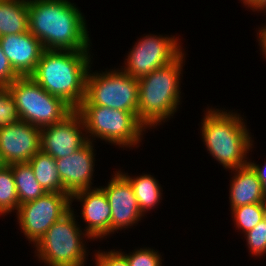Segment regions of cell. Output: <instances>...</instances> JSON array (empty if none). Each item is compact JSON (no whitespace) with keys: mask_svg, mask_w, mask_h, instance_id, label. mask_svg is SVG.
Returning a JSON list of instances; mask_svg holds the SVG:
<instances>
[{"mask_svg":"<svg viewBox=\"0 0 266 266\" xmlns=\"http://www.w3.org/2000/svg\"><path fill=\"white\" fill-rule=\"evenodd\" d=\"M29 31L50 50H89L84 16L68 0H27Z\"/></svg>","mask_w":266,"mask_h":266,"instance_id":"6da1fadb","label":"cell"},{"mask_svg":"<svg viewBox=\"0 0 266 266\" xmlns=\"http://www.w3.org/2000/svg\"><path fill=\"white\" fill-rule=\"evenodd\" d=\"M90 60L89 50L45 49L30 77L48 93L61 98L76 110L85 98Z\"/></svg>","mask_w":266,"mask_h":266,"instance_id":"7a4b0ae2","label":"cell"},{"mask_svg":"<svg viewBox=\"0 0 266 266\" xmlns=\"http://www.w3.org/2000/svg\"><path fill=\"white\" fill-rule=\"evenodd\" d=\"M205 115L201 130L210 154L226 169L247 165L245 158L253 140L243 118L218 109H208Z\"/></svg>","mask_w":266,"mask_h":266,"instance_id":"3957f363","label":"cell"},{"mask_svg":"<svg viewBox=\"0 0 266 266\" xmlns=\"http://www.w3.org/2000/svg\"><path fill=\"white\" fill-rule=\"evenodd\" d=\"M183 58L182 53L168 65L138 79V119L145 127L156 126L177 111Z\"/></svg>","mask_w":266,"mask_h":266,"instance_id":"277c9868","label":"cell"},{"mask_svg":"<svg viewBox=\"0 0 266 266\" xmlns=\"http://www.w3.org/2000/svg\"><path fill=\"white\" fill-rule=\"evenodd\" d=\"M8 88L15 99L20 119L38 128L60 122L74 110L30 76L18 77Z\"/></svg>","mask_w":266,"mask_h":266,"instance_id":"5b68a950","label":"cell"},{"mask_svg":"<svg viewBox=\"0 0 266 266\" xmlns=\"http://www.w3.org/2000/svg\"><path fill=\"white\" fill-rule=\"evenodd\" d=\"M76 110L82 116L86 134H91L88 141L92 136L123 147L141 142L146 127L133 112L99 105H80Z\"/></svg>","mask_w":266,"mask_h":266,"instance_id":"8992f818","label":"cell"},{"mask_svg":"<svg viewBox=\"0 0 266 266\" xmlns=\"http://www.w3.org/2000/svg\"><path fill=\"white\" fill-rule=\"evenodd\" d=\"M71 209L36 243L38 258L49 266H84L86 249Z\"/></svg>","mask_w":266,"mask_h":266,"instance_id":"52a82bcc","label":"cell"},{"mask_svg":"<svg viewBox=\"0 0 266 266\" xmlns=\"http://www.w3.org/2000/svg\"><path fill=\"white\" fill-rule=\"evenodd\" d=\"M86 76L85 98L81 105H99L133 112L138 116V79L121 70Z\"/></svg>","mask_w":266,"mask_h":266,"instance_id":"ba28073f","label":"cell"},{"mask_svg":"<svg viewBox=\"0 0 266 266\" xmlns=\"http://www.w3.org/2000/svg\"><path fill=\"white\" fill-rule=\"evenodd\" d=\"M69 193H45L36 200L19 205V226L28 240L36 244L46 231L71 210Z\"/></svg>","mask_w":266,"mask_h":266,"instance_id":"9c48e42d","label":"cell"},{"mask_svg":"<svg viewBox=\"0 0 266 266\" xmlns=\"http://www.w3.org/2000/svg\"><path fill=\"white\" fill-rule=\"evenodd\" d=\"M180 48L175 37L145 36L129 52L123 71L140 79L176 60L183 52Z\"/></svg>","mask_w":266,"mask_h":266,"instance_id":"30bf717a","label":"cell"},{"mask_svg":"<svg viewBox=\"0 0 266 266\" xmlns=\"http://www.w3.org/2000/svg\"><path fill=\"white\" fill-rule=\"evenodd\" d=\"M81 129H85L82 116L73 110L62 121L41 128V151L55 160L71 155L88 142Z\"/></svg>","mask_w":266,"mask_h":266,"instance_id":"8fae6325","label":"cell"},{"mask_svg":"<svg viewBox=\"0 0 266 266\" xmlns=\"http://www.w3.org/2000/svg\"><path fill=\"white\" fill-rule=\"evenodd\" d=\"M0 151L7 165L28 162L41 151V128L22 120L0 127Z\"/></svg>","mask_w":266,"mask_h":266,"instance_id":"7c38bea8","label":"cell"},{"mask_svg":"<svg viewBox=\"0 0 266 266\" xmlns=\"http://www.w3.org/2000/svg\"><path fill=\"white\" fill-rule=\"evenodd\" d=\"M101 189L106 194L111 208V232L127 228L141 220L143 215L133 187L121 171L114 175L108 186Z\"/></svg>","mask_w":266,"mask_h":266,"instance_id":"4fadbf2b","label":"cell"},{"mask_svg":"<svg viewBox=\"0 0 266 266\" xmlns=\"http://www.w3.org/2000/svg\"><path fill=\"white\" fill-rule=\"evenodd\" d=\"M0 46L19 77L31 76L34 73L45 50L29 30L24 33L1 36Z\"/></svg>","mask_w":266,"mask_h":266,"instance_id":"5bb4252c","label":"cell"},{"mask_svg":"<svg viewBox=\"0 0 266 266\" xmlns=\"http://www.w3.org/2000/svg\"><path fill=\"white\" fill-rule=\"evenodd\" d=\"M72 199L82 202V216L88 224L85 237L103 238L111 233V208L106 194L101 188L82 189L71 194Z\"/></svg>","mask_w":266,"mask_h":266,"instance_id":"9a60e30c","label":"cell"},{"mask_svg":"<svg viewBox=\"0 0 266 266\" xmlns=\"http://www.w3.org/2000/svg\"><path fill=\"white\" fill-rule=\"evenodd\" d=\"M92 141L64 158L56 159L57 170L64 189L71 195L82 189H90L94 171Z\"/></svg>","mask_w":266,"mask_h":266,"instance_id":"2e32d148","label":"cell"},{"mask_svg":"<svg viewBox=\"0 0 266 266\" xmlns=\"http://www.w3.org/2000/svg\"><path fill=\"white\" fill-rule=\"evenodd\" d=\"M232 170H236V175L230 184L231 210L242 205L266 203L262 194V184L249 164Z\"/></svg>","mask_w":266,"mask_h":266,"instance_id":"e0dca14e","label":"cell"},{"mask_svg":"<svg viewBox=\"0 0 266 266\" xmlns=\"http://www.w3.org/2000/svg\"><path fill=\"white\" fill-rule=\"evenodd\" d=\"M28 30L27 0H0V37Z\"/></svg>","mask_w":266,"mask_h":266,"instance_id":"ac0fdd59","label":"cell"},{"mask_svg":"<svg viewBox=\"0 0 266 266\" xmlns=\"http://www.w3.org/2000/svg\"><path fill=\"white\" fill-rule=\"evenodd\" d=\"M28 163L46 193H68L62 185L56 160L51 155L37 152Z\"/></svg>","mask_w":266,"mask_h":266,"instance_id":"d6986e66","label":"cell"},{"mask_svg":"<svg viewBox=\"0 0 266 266\" xmlns=\"http://www.w3.org/2000/svg\"><path fill=\"white\" fill-rule=\"evenodd\" d=\"M9 166L13 171L19 205L36 200L46 193L36 180L28 162L13 163Z\"/></svg>","mask_w":266,"mask_h":266,"instance_id":"ffe728a7","label":"cell"},{"mask_svg":"<svg viewBox=\"0 0 266 266\" xmlns=\"http://www.w3.org/2000/svg\"><path fill=\"white\" fill-rule=\"evenodd\" d=\"M130 182L133 187L136 199L138 201L139 209L142 215L154 209L155 205L160 202L161 188L157 180L151 175H141L140 177H130L126 173H122Z\"/></svg>","mask_w":266,"mask_h":266,"instance_id":"44dd1931","label":"cell"},{"mask_svg":"<svg viewBox=\"0 0 266 266\" xmlns=\"http://www.w3.org/2000/svg\"><path fill=\"white\" fill-rule=\"evenodd\" d=\"M19 199L13 171L9 165L0 169V215L18 210Z\"/></svg>","mask_w":266,"mask_h":266,"instance_id":"7402d4cb","label":"cell"},{"mask_svg":"<svg viewBox=\"0 0 266 266\" xmlns=\"http://www.w3.org/2000/svg\"><path fill=\"white\" fill-rule=\"evenodd\" d=\"M232 214L237 228L247 233L266 217V203L238 206L232 209Z\"/></svg>","mask_w":266,"mask_h":266,"instance_id":"603a6c76","label":"cell"},{"mask_svg":"<svg viewBox=\"0 0 266 266\" xmlns=\"http://www.w3.org/2000/svg\"><path fill=\"white\" fill-rule=\"evenodd\" d=\"M20 120L15 99L8 85L0 84V127L15 124Z\"/></svg>","mask_w":266,"mask_h":266,"instance_id":"cb8c5ba5","label":"cell"},{"mask_svg":"<svg viewBox=\"0 0 266 266\" xmlns=\"http://www.w3.org/2000/svg\"><path fill=\"white\" fill-rule=\"evenodd\" d=\"M245 235L252 255L261 256L266 253V217Z\"/></svg>","mask_w":266,"mask_h":266,"instance_id":"d4e9b609","label":"cell"},{"mask_svg":"<svg viewBox=\"0 0 266 266\" xmlns=\"http://www.w3.org/2000/svg\"><path fill=\"white\" fill-rule=\"evenodd\" d=\"M124 256L130 266H162L160 254L153 249L141 248Z\"/></svg>","mask_w":266,"mask_h":266,"instance_id":"484cf974","label":"cell"},{"mask_svg":"<svg viewBox=\"0 0 266 266\" xmlns=\"http://www.w3.org/2000/svg\"><path fill=\"white\" fill-rule=\"evenodd\" d=\"M96 266H130L127 258L120 251L99 252L95 255Z\"/></svg>","mask_w":266,"mask_h":266,"instance_id":"4316f807","label":"cell"},{"mask_svg":"<svg viewBox=\"0 0 266 266\" xmlns=\"http://www.w3.org/2000/svg\"><path fill=\"white\" fill-rule=\"evenodd\" d=\"M18 77L0 46V84L9 85Z\"/></svg>","mask_w":266,"mask_h":266,"instance_id":"83f0119b","label":"cell"},{"mask_svg":"<svg viewBox=\"0 0 266 266\" xmlns=\"http://www.w3.org/2000/svg\"><path fill=\"white\" fill-rule=\"evenodd\" d=\"M248 164L252 167V169L255 171L257 176H266V163L263 167L255 164L254 162H248Z\"/></svg>","mask_w":266,"mask_h":266,"instance_id":"f1b7e54d","label":"cell"},{"mask_svg":"<svg viewBox=\"0 0 266 266\" xmlns=\"http://www.w3.org/2000/svg\"><path fill=\"white\" fill-rule=\"evenodd\" d=\"M260 36H259V44L260 47H262V52H264L265 56H266V28H261V30H259V33H258Z\"/></svg>","mask_w":266,"mask_h":266,"instance_id":"f546056e","label":"cell"},{"mask_svg":"<svg viewBox=\"0 0 266 266\" xmlns=\"http://www.w3.org/2000/svg\"><path fill=\"white\" fill-rule=\"evenodd\" d=\"M253 8V11L254 9L255 10H264L266 11V0H256L251 6H250V9Z\"/></svg>","mask_w":266,"mask_h":266,"instance_id":"4dcf8cb0","label":"cell"},{"mask_svg":"<svg viewBox=\"0 0 266 266\" xmlns=\"http://www.w3.org/2000/svg\"><path fill=\"white\" fill-rule=\"evenodd\" d=\"M262 184V194L266 200V176H257Z\"/></svg>","mask_w":266,"mask_h":266,"instance_id":"1f68e13d","label":"cell"},{"mask_svg":"<svg viewBox=\"0 0 266 266\" xmlns=\"http://www.w3.org/2000/svg\"><path fill=\"white\" fill-rule=\"evenodd\" d=\"M244 5H247V7H250L256 0H242Z\"/></svg>","mask_w":266,"mask_h":266,"instance_id":"d6a6232c","label":"cell"},{"mask_svg":"<svg viewBox=\"0 0 266 266\" xmlns=\"http://www.w3.org/2000/svg\"><path fill=\"white\" fill-rule=\"evenodd\" d=\"M7 164L5 163L2 155H1V151H0V169H2L3 167H5Z\"/></svg>","mask_w":266,"mask_h":266,"instance_id":"836d02e7","label":"cell"}]
</instances>
